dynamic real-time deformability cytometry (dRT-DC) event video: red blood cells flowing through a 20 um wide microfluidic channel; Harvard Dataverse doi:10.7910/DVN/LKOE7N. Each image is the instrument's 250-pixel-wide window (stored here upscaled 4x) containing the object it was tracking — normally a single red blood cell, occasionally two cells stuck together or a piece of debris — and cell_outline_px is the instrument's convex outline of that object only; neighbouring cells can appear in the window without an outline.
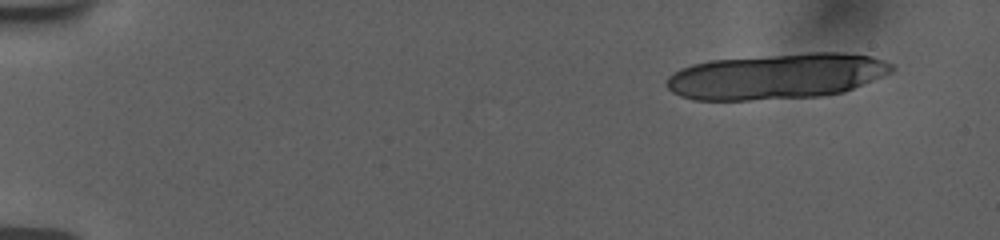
{"species": "human", "species_latin": "Homo sapiens", "temperature_condition": "room temperature", "stored_images_in_passage": 17, "camera_frame_rate_fps": 3000, "um_per_image_px": 0.085, "donor": {"sex": "female"}, "frame": {"image": 1, "passage_image": 1, "time_ms": 0.0, "image_size_px": [1000, 240], "cell_outline_px": [[892, 72], [844, 92], [820, 96], [748, 100], [692, 100], [680, 96], [672, 92], [664, 84], [668, 76], [672, 72], [680, 68], [692, 64], [708, 60], [812, 52], [840, 52], [872, 56], [884, 60], [892, 64]], "centroid_in_image_um": [65.96, 6.48], "position_along_channel_um": 19.0, "area_um2": 60.11}}